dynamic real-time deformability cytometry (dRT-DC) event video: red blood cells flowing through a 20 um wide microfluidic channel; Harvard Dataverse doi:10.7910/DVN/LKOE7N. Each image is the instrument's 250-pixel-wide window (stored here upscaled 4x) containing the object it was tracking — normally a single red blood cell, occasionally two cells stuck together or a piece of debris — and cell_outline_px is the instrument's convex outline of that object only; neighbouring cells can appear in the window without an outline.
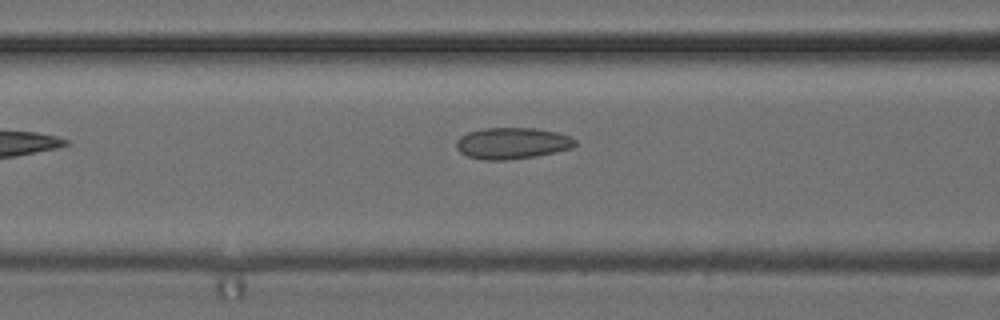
{"species": "common noctule bat (a hibernating species)", "species_latin": "Nyctalus noctula", "temperature_condition": "cold", "stored_images_in_passage": 6, "camera_frame_rate_fps": 3000, "um_per_image_px": 0.085, "animal": {"sex": "female", "body_mass_g": 24.6, "forearm_length_mm": 56.2}, "frame": {"image": 1, "passage_image": 6, "time_ms": 6.0, "image_size_px": [1000, 320], "cell_outline_px": [[576, 144], [572, 148], [556, 152], [536, 156], [504, 160], [484, 160], [468, 156], [460, 152], [456, 148], [456, 140], [460, 136], [468, 132], [484, 128], [536, 128], [556, 132], [568, 136], [576, 140]], "centroid_in_image_um": [43.52, 12.17], "position_along_channel_um": 123.1, "area_um2": 21.73}}